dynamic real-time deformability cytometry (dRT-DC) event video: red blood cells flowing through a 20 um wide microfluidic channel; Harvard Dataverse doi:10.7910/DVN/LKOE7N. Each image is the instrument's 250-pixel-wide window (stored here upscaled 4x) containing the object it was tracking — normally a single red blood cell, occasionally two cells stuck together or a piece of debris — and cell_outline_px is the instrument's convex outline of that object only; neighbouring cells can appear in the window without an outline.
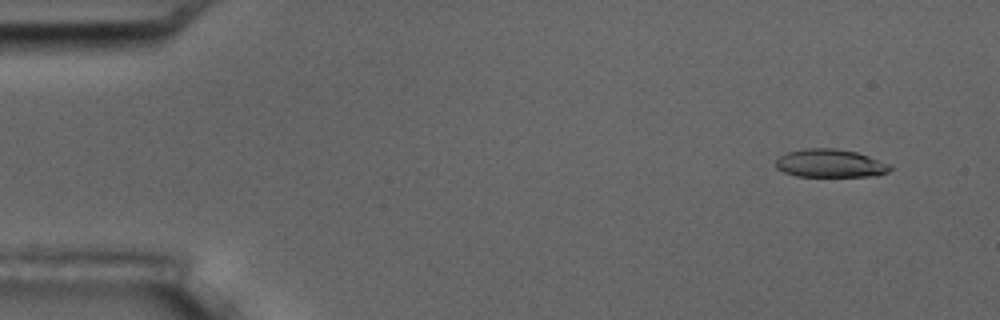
{"species": "common noctule bat (a hibernating species)", "species_latin": "Nyctalus noctula", "temperature_condition": "room temperature", "stored_images_in_passage": 6, "camera_frame_rate_fps": 3000, "um_per_image_px": 0.085, "animal": {"sex": "male", "body_mass_g": 17.5, "forearm_length_mm": 52.3}, "frame": {"image": 1, "passage_image": 2, "time_ms": 1.0, "image_size_px": [1000, 320], "cell_outline_px": [[892, 168], [888, 172], [876, 176], [796, 176], [784, 172], [776, 168], [776, 160], [780, 156], [788, 152], [804, 148], [836, 148], [856, 152], [892, 164]], "centroid_in_image_um": [70.59, 13.88], "position_along_channel_um": 14.4, "area_um2": 18.84}}